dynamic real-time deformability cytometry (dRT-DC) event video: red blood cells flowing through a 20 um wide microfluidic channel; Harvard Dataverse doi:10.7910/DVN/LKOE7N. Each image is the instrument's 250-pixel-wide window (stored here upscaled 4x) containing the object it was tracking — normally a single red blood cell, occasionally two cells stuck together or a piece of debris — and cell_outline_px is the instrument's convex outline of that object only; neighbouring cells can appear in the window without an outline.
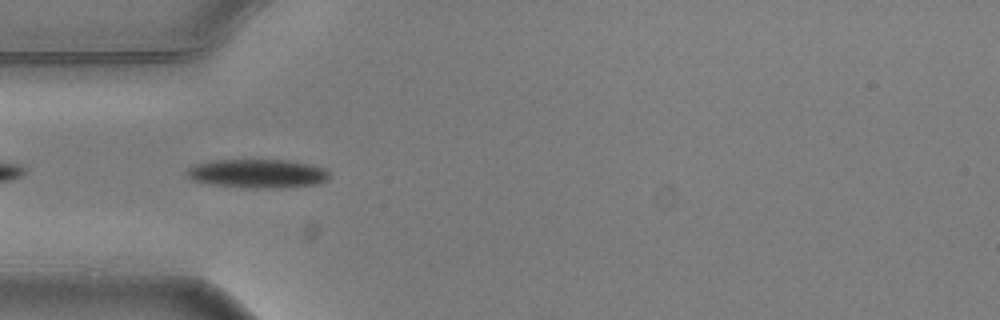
{"species": "common noctule bat (a hibernating species)", "species_latin": "Nyctalus noctula", "temperature_condition": "warm", "stored_images_in_passage": 5, "camera_frame_rate_fps": 3000, "um_per_image_px": 0.085, "animal": {"sex": "male", "body_mass_g": 20.5, "forearm_length_mm": 52.5}, "frame": {"image": 1, "passage_image": 4, "time_ms": 1.0, "image_size_px": [1000, 320], "cell_outline_px": [[328, 176], [324, 180], [316, 184], [280, 188], [252, 188], [216, 184], [196, 180], [188, 176], [184, 172], [188, 168], [196, 164], [216, 160], [288, 160], [308, 164], [324, 168], [328, 172]], "centroid_in_image_um": [21.9, 14.74], "position_along_channel_um": 63.1, "area_um2": 23.41}}
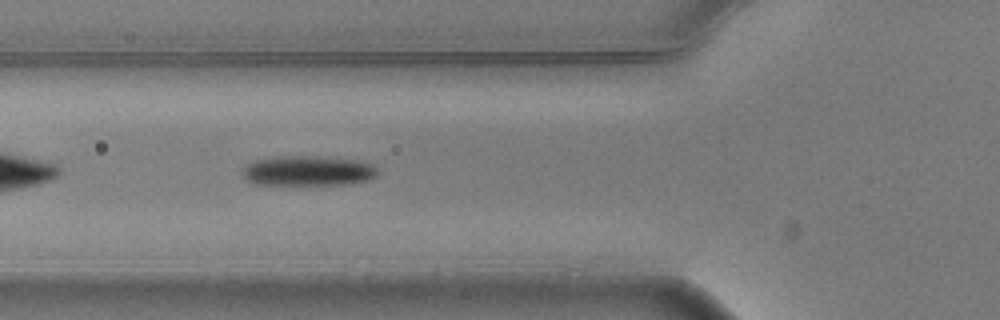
{"frame": {"image": 2, "passage_image": 5, "time_ms": 1.333, "image_size_px": [1000, 320], "cell_outline_px": [[380, 172], [376, 176], [364, 180], [344, 184], [256, 184], [248, 180], [240, 172], [240, 168], [256, 160], [280, 156], [320, 156], [356, 160], [372, 164]], "centroid_in_image_um": [26.15, 14.5], "position_along_channel_um": 99.6, "area_um2": 23.47}}